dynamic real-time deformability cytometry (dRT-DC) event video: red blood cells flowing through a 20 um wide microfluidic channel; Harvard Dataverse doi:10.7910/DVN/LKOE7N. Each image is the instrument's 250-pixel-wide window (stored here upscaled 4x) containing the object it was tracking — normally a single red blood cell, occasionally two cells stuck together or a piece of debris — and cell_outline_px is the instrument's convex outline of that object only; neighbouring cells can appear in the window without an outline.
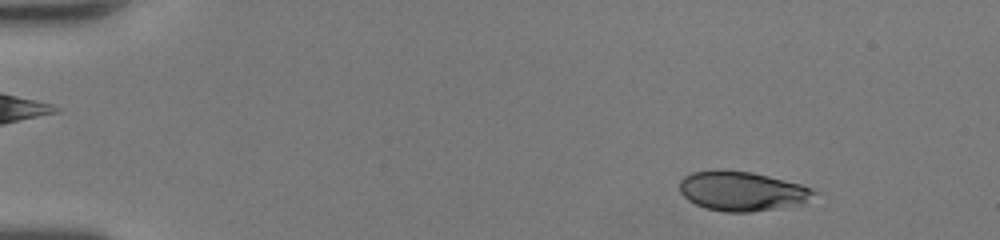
{"species": "human", "species_latin": "Homo sapiens", "temperature_condition": "room temperature", "stored_images_in_passage": 47, "camera_frame_rate_fps": 3000, "um_per_image_px": 0.085, "donor": {"sex": "female"}, "frame": {"image": 1, "passage_image": 4, "time_ms": 1.0, "image_size_px": [1000, 240], "cell_outline_px": [[816, 192], [800, 204], [776, 208], [748, 212], [724, 212], [704, 208], [688, 200], [680, 192], [680, 180], [684, 176], [692, 172], [752, 172], [800, 184], [812, 188]], "centroid_in_image_um": [63.04, 16.27], "position_along_channel_um": 22.0, "area_um2": 30.0}}
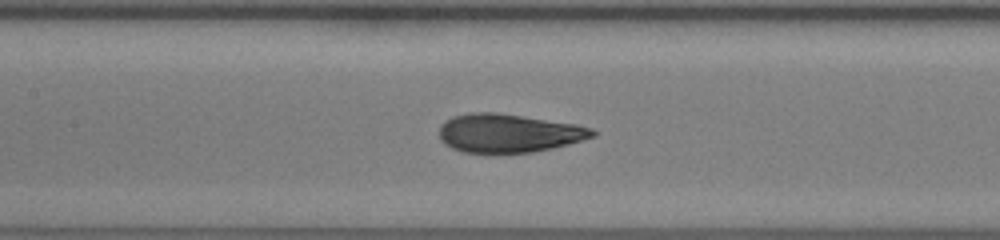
{"frame": {"image": 2, "passage_image": 22, "time_ms": 7.0, "image_size_px": [1000, 240], "cell_outline_px": [[596, 136], [568, 144], [552, 148], [532, 152], [464, 152], [452, 148], [444, 144], [440, 140], [440, 124], [444, 120], [452, 116], [468, 112], [496, 112], [576, 124], [592, 128], [596, 132]], "centroid_in_image_um": [43.2, 11.3], "position_along_channel_um": 164.2, "area_um2": 34.39}}
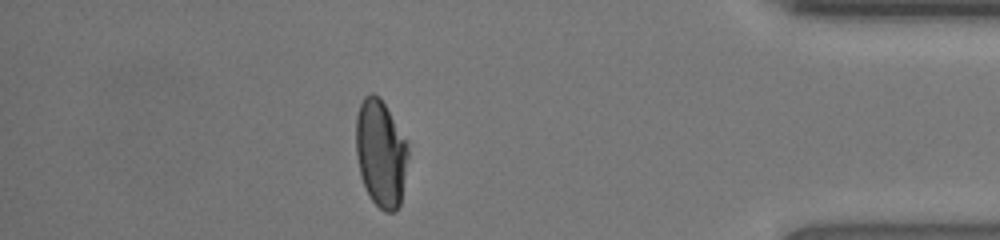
{"frame": {"image": 3, "passage_image": 41, "time_ms": 13.333, "image_size_px": [1000, 240], "cell_outline_px": [[408, 156], [400, 204], [392, 212], [384, 212], [368, 196], [360, 176], [356, 156], [356, 116], [360, 104], [364, 96], [372, 92], [380, 96], [408, 140]], "centroid_in_image_um": [32.36, 12.99], "position_along_channel_um": 402.8, "area_um2": 33.0}, "authors_computed_cell_mechanics": {"area_um2": 33.7552, "velocity_mm_per_s": 4.3291, "shape_relaxation_time_tau1_ms": 7.1894, "shape_relaxation_time_tau2_ms": 0.8051, "deformation_change_tau1": 0.2705, "deformation_change_tau2": 0.0662}}